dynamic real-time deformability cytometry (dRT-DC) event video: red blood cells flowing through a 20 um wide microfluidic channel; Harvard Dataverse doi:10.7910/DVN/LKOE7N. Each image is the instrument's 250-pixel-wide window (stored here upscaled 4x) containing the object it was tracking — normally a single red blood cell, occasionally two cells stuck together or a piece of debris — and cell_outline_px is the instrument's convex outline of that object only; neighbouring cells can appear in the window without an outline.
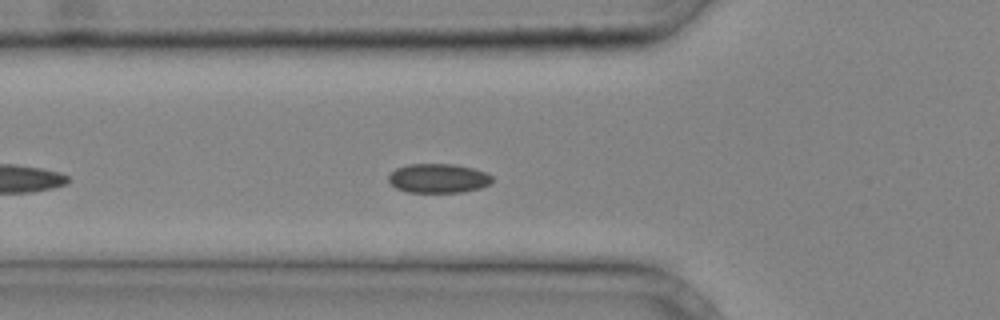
{"species": "common noctule bat (a hibernating species)", "species_latin": "Nyctalus noctula", "temperature_condition": "cold", "stored_images_in_passage": 23, "camera_frame_rate_fps": 3000, "um_per_image_px": 0.085, "animal": {"sex": "male", "body_mass_g": 20.4}, "frame": {"image": 1, "passage_image": 7, "time_ms": 2.0, "image_size_px": [1000, 320], "cell_outline_px": [[492, 180], [488, 184], [480, 188], [464, 192], [408, 192], [396, 188], [388, 180], [388, 176], [396, 168], [408, 164], [456, 164], [488, 172], [492, 176]], "centroid_in_image_um": [37.27, 15.15], "position_along_channel_um": 88.5, "area_um2": 17.69}}